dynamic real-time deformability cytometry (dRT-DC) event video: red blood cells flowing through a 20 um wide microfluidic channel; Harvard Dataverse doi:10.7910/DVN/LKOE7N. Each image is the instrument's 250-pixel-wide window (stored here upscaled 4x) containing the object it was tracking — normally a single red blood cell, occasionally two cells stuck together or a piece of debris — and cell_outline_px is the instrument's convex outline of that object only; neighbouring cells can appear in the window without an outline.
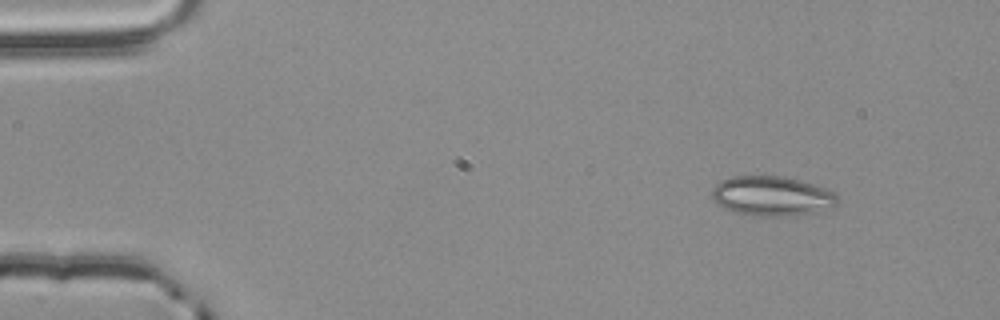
{"species": "common noctule bat (a hibernating species)", "species_latin": "Nyctalus noctula", "temperature_condition": "room temperature", "stored_images_in_passage": 3, "camera_frame_rate_fps": 3000, "um_per_image_px": 0.085, "animal": {"sex": "male", "body_mass_g": 20.4}, "frame": {"image": 1, "passage_image": 1, "time_ms": 0.0, "image_size_px": [1000, 320], "cell_outline_px": [[840, 200], [836, 204], [816, 212], [788, 216], [752, 216], [736, 212], [724, 208], [712, 200], [712, 188], [720, 180], [732, 176], [784, 176], [800, 180], [836, 192]], "centroid_in_image_um": [65.59, 16.66], "position_along_channel_um": 19.4, "area_um2": 29.19}}